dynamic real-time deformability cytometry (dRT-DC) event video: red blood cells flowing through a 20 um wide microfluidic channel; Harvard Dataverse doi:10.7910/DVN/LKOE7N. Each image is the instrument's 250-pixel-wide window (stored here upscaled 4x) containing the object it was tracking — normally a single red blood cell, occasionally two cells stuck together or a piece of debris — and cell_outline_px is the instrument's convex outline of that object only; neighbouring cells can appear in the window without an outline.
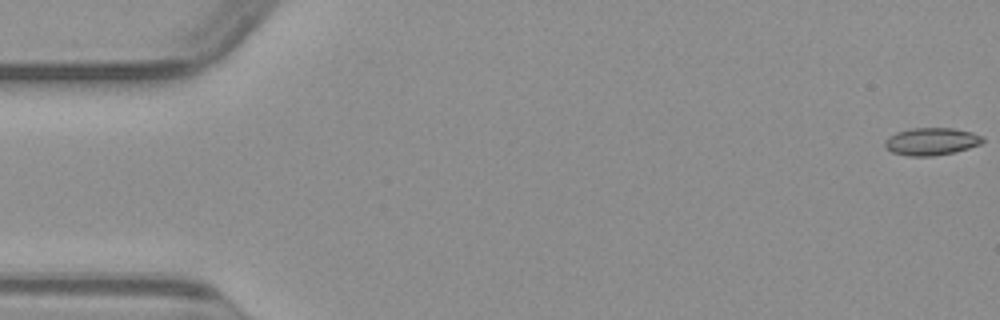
{"species": "common noctule bat (a hibernating species)", "species_latin": "Nyctalus noctula", "temperature_condition": "warm", "stored_images_in_passage": 50, "camera_frame_rate_fps": 3000, "um_per_image_px": 0.085, "animal": {"sex": "male", "body_mass_g": 23.1, "forearm_length_mm": 52.7}, "frame": {"image": 1, "passage_image": 1, "time_ms": 0.0, "image_size_px": [1000, 320], "cell_outline_px": [[984, 140], [980, 144], [956, 152], [932, 156], [908, 156], [892, 152], [884, 144], [884, 140], [888, 136], [896, 132], [912, 128], [952, 128], [972, 132], [984, 136]], "centroid_in_image_um": [79.17, 12.02], "position_along_channel_um": 5.8, "area_um2": 15.72}}
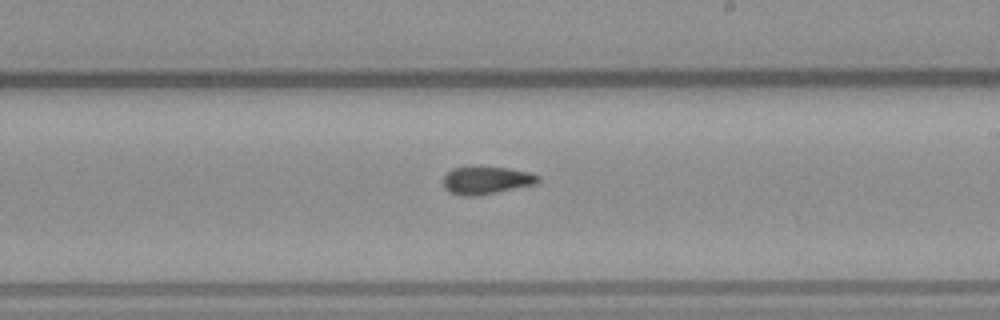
{"frame": {"image": 2, "passage_image": 29, "time_ms": 9.333, "image_size_px": [1000, 320], "cell_outline_px": [[540, 180], [536, 184], [476, 196], [460, 196], [444, 188], [444, 176], [452, 168], [508, 168], [532, 172], [540, 176]], "centroid_in_image_um": [41.38, 15.34], "position_along_channel_um": 247.6, "area_um2": 15.03}}
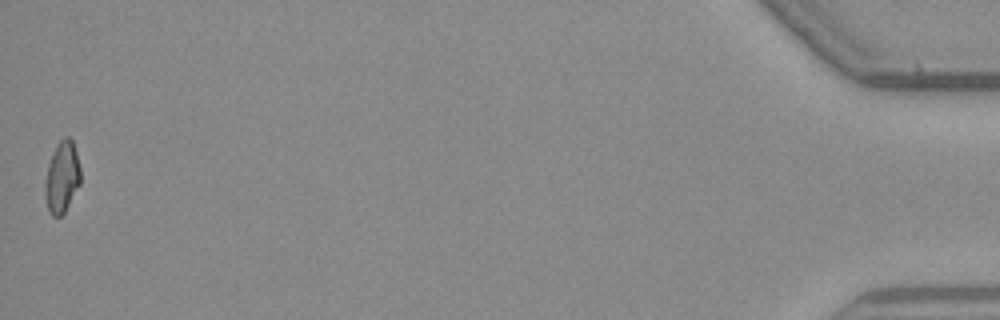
{"frame": {"image": 3, "passage_image": 50, "time_ms": 16.333, "image_size_px": [1000, 320], "cell_outline_px": [[80, 184], [64, 212], [60, 216], [52, 216], [48, 212], [44, 192], [44, 184], [48, 164], [56, 144], [64, 136], [68, 136], [72, 140], [76, 152], [80, 168]], "centroid_in_image_um": [5.25, 15.05], "position_along_channel_um": 429.9, "area_um2": 14.8}}